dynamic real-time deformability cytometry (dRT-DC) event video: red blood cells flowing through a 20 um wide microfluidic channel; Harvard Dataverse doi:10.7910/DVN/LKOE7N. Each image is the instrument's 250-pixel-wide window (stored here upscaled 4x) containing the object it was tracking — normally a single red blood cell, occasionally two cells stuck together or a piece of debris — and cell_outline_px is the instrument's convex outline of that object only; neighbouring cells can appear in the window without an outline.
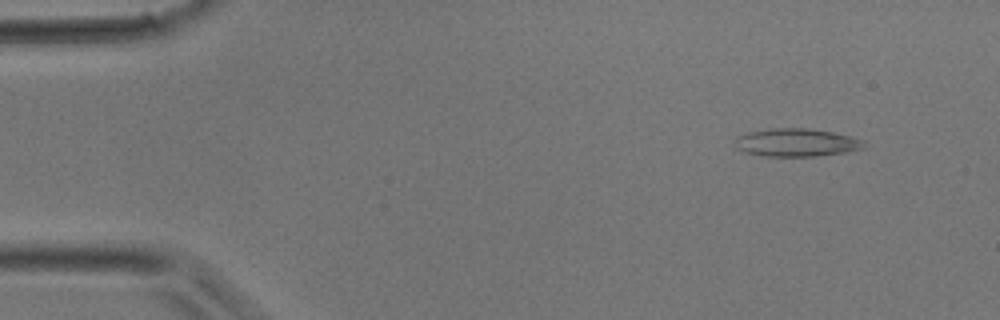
{"species": "common noctule bat (a hibernating species)", "species_latin": "Nyctalus noctula", "temperature_condition": "room temperature", "stored_images_in_passage": 38, "camera_frame_rate_fps": 3000, "um_per_image_px": 0.085, "animal": {"sex": "male", "body_mass_g": 17.9}, "frame": {"image": 1, "passage_image": 4, "time_ms": 1.0, "image_size_px": [1000, 320], "cell_outline_px": [[864, 148], [844, 152], [812, 156], [760, 156], [744, 152], [736, 148], [732, 140], [736, 136], [748, 132], [768, 128], [804, 128], [832, 132], [864, 140]], "centroid_in_image_um": [67.59, 12.11], "position_along_channel_um": 17.4, "area_um2": 21.1}}
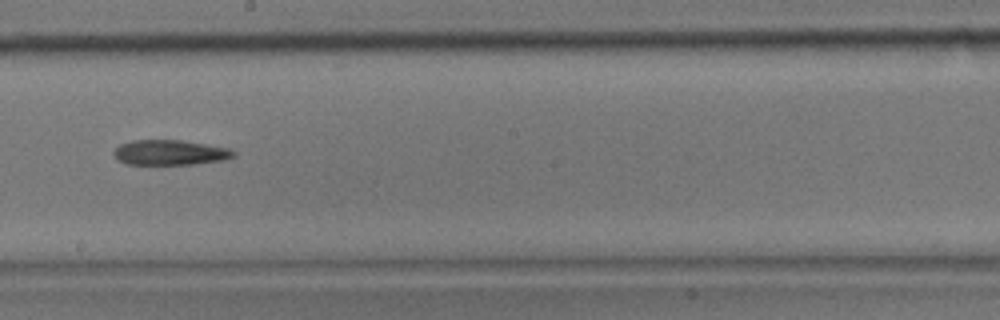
{"frame": {"image": 2, "passage_image": 22, "time_ms": 7.0, "image_size_px": [1000, 320], "cell_outline_px": [[236, 156], [224, 160], [192, 164], [128, 164], [116, 160], [112, 152], [120, 144], [132, 140], [184, 140], [228, 148], [236, 152]], "centroid_in_image_um": [14.44, 12.96], "position_along_channel_um": 233.8, "area_um2": 17.63}}
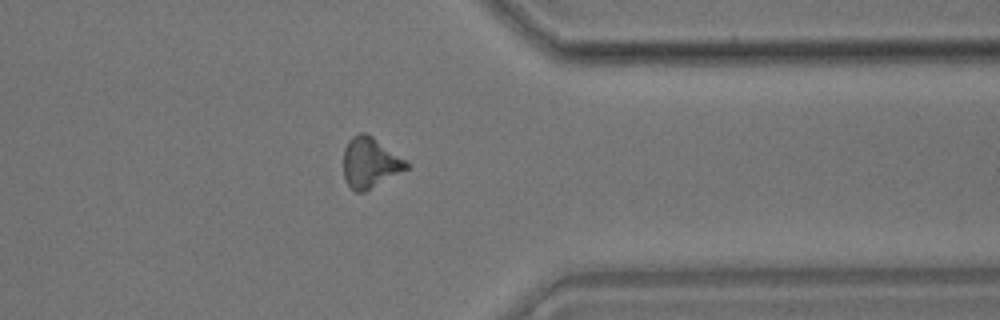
{"frame": {"image": 3, "passage_image": 31, "time_ms": 10.0, "image_size_px": [1000, 320], "cell_outline_px": [[412, 164], [408, 168], [364, 192], [356, 192], [344, 180], [344, 148], [348, 140], [352, 136], [360, 132], [364, 132], [372, 136], [408, 160]], "centroid_in_image_um": [31.47, 13.8], "position_along_channel_um": 379.9, "area_um2": 18.61}}